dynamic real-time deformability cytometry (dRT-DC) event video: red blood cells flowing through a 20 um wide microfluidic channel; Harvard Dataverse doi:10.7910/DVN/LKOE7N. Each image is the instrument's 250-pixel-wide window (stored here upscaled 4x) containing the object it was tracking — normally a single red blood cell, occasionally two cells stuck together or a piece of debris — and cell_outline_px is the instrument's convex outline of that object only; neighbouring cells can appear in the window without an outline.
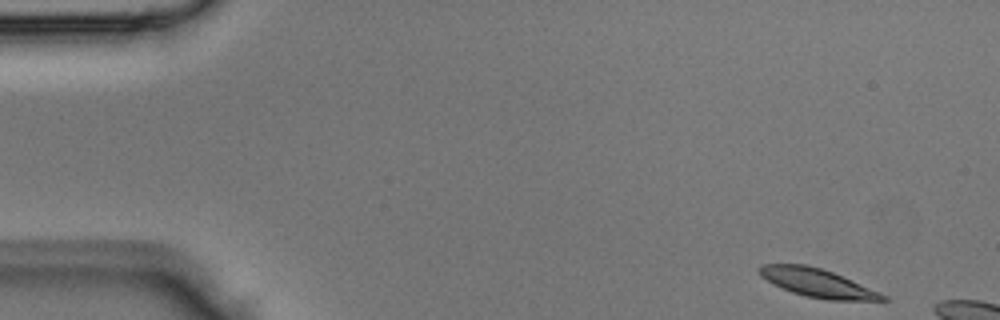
{"species": "Egyptian fruit bat (a non-hibernating species)", "species_latin": "Rousettus aegyptiacus", "temperature_condition": "room temperature", "stored_images_in_passage": 3, "camera_frame_rate_fps": 3000, "um_per_image_px": 0.085, "animal": {"sex": "male"}, "frame": {"image": 1, "passage_image": 1, "time_ms": 0.0, "image_size_px": [1000, 320], "cell_outline_px": [[888, 300], [828, 300], [804, 296], [792, 292], [772, 284], [760, 276], [756, 268], [760, 264], [804, 264], [820, 268], [832, 272], [852, 280], [880, 292], [888, 296]], "centroid_in_image_um": [69.43, 24.04], "position_along_channel_um": 15.6, "area_um2": 20.46}}